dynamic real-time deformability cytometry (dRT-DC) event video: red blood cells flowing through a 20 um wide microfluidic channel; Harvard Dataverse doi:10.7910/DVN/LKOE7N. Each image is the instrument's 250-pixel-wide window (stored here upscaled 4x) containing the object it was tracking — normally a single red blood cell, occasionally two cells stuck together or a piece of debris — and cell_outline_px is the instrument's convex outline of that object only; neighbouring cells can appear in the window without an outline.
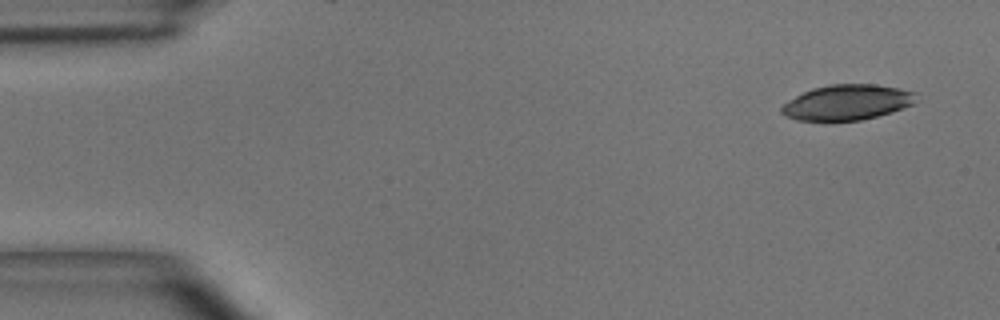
{"species": "common noctule bat (a hibernating species)", "species_latin": "Nyctalus noctula", "temperature_condition": "room temperature", "stored_images_in_passage": 47, "camera_frame_rate_fps": 3000, "um_per_image_px": 0.085, "animal": {"sex": "male", "body_mass_g": 15.6}, "frame": {"image": 1, "passage_image": 1, "time_ms": 0.0, "image_size_px": [1000, 320], "cell_outline_px": [[916, 92], [912, 104], [892, 112], [860, 120], [796, 120], [784, 116], [780, 112], [780, 108], [788, 100], [812, 88], [828, 84], [876, 84], [900, 88]], "centroid_in_image_um": [71.97, 8.69], "position_along_channel_um": 13.0, "area_um2": 27.57}}
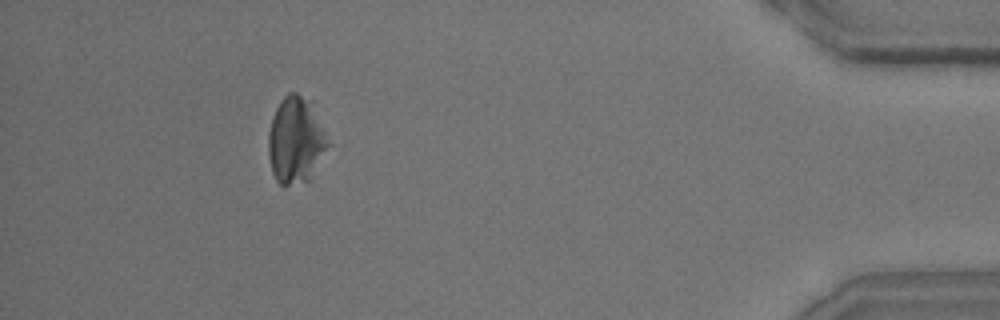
{"frame": {"image": 2, "passage_image": 43, "time_ms": 14.0, "image_size_px": [1000, 320], "cell_outline_px": [[332, 144], [308, 180], [288, 184], [280, 184], [276, 180], [272, 172], [268, 156], [268, 132], [272, 116], [280, 100], [288, 92], [296, 92], [316, 100]], "centroid_in_image_um": [25.22, 11.8], "position_along_channel_um": 410.0, "area_um2": 31.44}}